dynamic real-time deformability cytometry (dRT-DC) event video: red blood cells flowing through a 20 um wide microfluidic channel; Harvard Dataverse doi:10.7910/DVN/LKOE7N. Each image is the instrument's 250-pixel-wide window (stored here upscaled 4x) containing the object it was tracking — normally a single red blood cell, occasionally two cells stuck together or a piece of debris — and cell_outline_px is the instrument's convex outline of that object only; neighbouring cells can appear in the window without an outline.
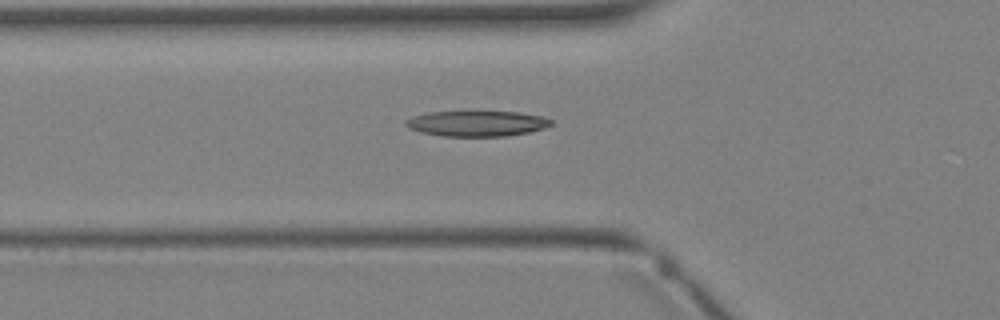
{"species": "Egyptian fruit bat (a non-hibernating species)", "species_latin": "Rousettus aegyptiacus", "temperature_condition": "warm", "stored_images_in_passage": 4, "camera_frame_rate_fps": 3000, "um_per_image_px": 0.085, "animal": {"sex": "female"}, "frame": {"image": 1, "passage_image": 4, "time_ms": 3.333, "image_size_px": [1000, 320], "cell_outline_px": [[552, 124], [544, 128], [528, 132], [504, 136], [440, 136], [420, 132], [408, 128], [404, 124], [404, 120], [412, 116], [428, 112], [516, 112], [544, 116], [552, 120]], "centroid_in_image_um": [40.49, 10.5], "position_along_channel_um": 85.3, "area_um2": 21.62}}